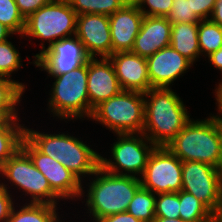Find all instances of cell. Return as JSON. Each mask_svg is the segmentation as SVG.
<instances>
[{"label": "cell", "instance_id": "obj_1", "mask_svg": "<svg viewBox=\"0 0 222 222\" xmlns=\"http://www.w3.org/2000/svg\"><path fill=\"white\" fill-rule=\"evenodd\" d=\"M144 98L142 133L155 146H167L191 120L186 106L171 87L151 88Z\"/></svg>", "mask_w": 222, "mask_h": 222}, {"label": "cell", "instance_id": "obj_2", "mask_svg": "<svg viewBox=\"0 0 222 222\" xmlns=\"http://www.w3.org/2000/svg\"><path fill=\"white\" fill-rule=\"evenodd\" d=\"M25 137L43 154L60 162L81 182L100 167V154L68 133L47 134L25 127ZM82 176V177H81Z\"/></svg>", "mask_w": 222, "mask_h": 222}, {"label": "cell", "instance_id": "obj_3", "mask_svg": "<svg viewBox=\"0 0 222 222\" xmlns=\"http://www.w3.org/2000/svg\"><path fill=\"white\" fill-rule=\"evenodd\" d=\"M167 148L182 162L197 161L218 168L221 153V119L210 115L193 120L175 136Z\"/></svg>", "mask_w": 222, "mask_h": 222}, {"label": "cell", "instance_id": "obj_4", "mask_svg": "<svg viewBox=\"0 0 222 222\" xmlns=\"http://www.w3.org/2000/svg\"><path fill=\"white\" fill-rule=\"evenodd\" d=\"M96 176L88 185L86 204L89 216L98 222L100 219L127 211L136 191L141 187L140 178L116 175L99 167Z\"/></svg>", "mask_w": 222, "mask_h": 222}, {"label": "cell", "instance_id": "obj_5", "mask_svg": "<svg viewBox=\"0 0 222 222\" xmlns=\"http://www.w3.org/2000/svg\"><path fill=\"white\" fill-rule=\"evenodd\" d=\"M53 82L49 98V111L62 119H89L93 109L89 104L87 91L88 61L68 73L52 76Z\"/></svg>", "mask_w": 222, "mask_h": 222}, {"label": "cell", "instance_id": "obj_6", "mask_svg": "<svg viewBox=\"0 0 222 222\" xmlns=\"http://www.w3.org/2000/svg\"><path fill=\"white\" fill-rule=\"evenodd\" d=\"M144 93L122 90L101 102L90 117L117 134L142 133L144 127Z\"/></svg>", "mask_w": 222, "mask_h": 222}, {"label": "cell", "instance_id": "obj_7", "mask_svg": "<svg viewBox=\"0 0 222 222\" xmlns=\"http://www.w3.org/2000/svg\"><path fill=\"white\" fill-rule=\"evenodd\" d=\"M77 16L68 0H52L25 19L22 37L48 41L50 47L56 41L76 34Z\"/></svg>", "mask_w": 222, "mask_h": 222}, {"label": "cell", "instance_id": "obj_8", "mask_svg": "<svg viewBox=\"0 0 222 222\" xmlns=\"http://www.w3.org/2000/svg\"><path fill=\"white\" fill-rule=\"evenodd\" d=\"M155 147L143 133L117 134L111 147L113 160L100 156V167L112 174L140 178Z\"/></svg>", "mask_w": 222, "mask_h": 222}, {"label": "cell", "instance_id": "obj_9", "mask_svg": "<svg viewBox=\"0 0 222 222\" xmlns=\"http://www.w3.org/2000/svg\"><path fill=\"white\" fill-rule=\"evenodd\" d=\"M0 174L25 192V195H30V203L58 204L60 197L51 189L47 178L34 166L29 155L21 147L3 164Z\"/></svg>", "mask_w": 222, "mask_h": 222}, {"label": "cell", "instance_id": "obj_10", "mask_svg": "<svg viewBox=\"0 0 222 222\" xmlns=\"http://www.w3.org/2000/svg\"><path fill=\"white\" fill-rule=\"evenodd\" d=\"M141 187L154 194L182 190V161L167 146H156L140 177Z\"/></svg>", "mask_w": 222, "mask_h": 222}, {"label": "cell", "instance_id": "obj_11", "mask_svg": "<svg viewBox=\"0 0 222 222\" xmlns=\"http://www.w3.org/2000/svg\"><path fill=\"white\" fill-rule=\"evenodd\" d=\"M40 47L42 51L34 55L33 64L51 76L73 71L90 59L83 44L75 35L56 41L47 48L44 42H41Z\"/></svg>", "mask_w": 222, "mask_h": 222}, {"label": "cell", "instance_id": "obj_12", "mask_svg": "<svg viewBox=\"0 0 222 222\" xmlns=\"http://www.w3.org/2000/svg\"><path fill=\"white\" fill-rule=\"evenodd\" d=\"M21 148L29 155L34 166L47 178L51 189L61 199L81 198L82 182L57 160L41 153L25 136Z\"/></svg>", "mask_w": 222, "mask_h": 222}, {"label": "cell", "instance_id": "obj_13", "mask_svg": "<svg viewBox=\"0 0 222 222\" xmlns=\"http://www.w3.org/2000/svg\"><path fill=\"white\" fill-rule=\"evenodd\" d=\"M222 189V173L209 164L182 162V190L193 194L212 213L215 211Z\"/></svg>", "mask_w": 222, "mask_h": 222}, {"label": "cell", "instance_id": "obj_14", "mask_svg": "<svg viewBox=\"0 0 222 222\" xmlns=\"http://www.w3.org/2000/svg\"><path fill=\"white\" fill-rule=\"evenodd\" d=\"M75 36L83 44L90 58H98L97 56L109 58L112 55L109 16L102 14L78 15Z\"/></svg>", "mask_w": 222, "mask_h": 222}, {"label": "cell", "instance_id": "obj_15", "mask_svg": "<svg viewBox=\"0 0 222 222\" xmlns=\"http://www.w3.org/2000/svg\"><path fill=\"white\" fill-rule=\"evenodd\" d=\"M147 59L149 81L152 88H170L193 63L172 46L158 50Z\"/></svg>", "mask_w": 222, "mask_h": 222}, {"label": "cell", "instance_id": "obj_16", "mask_svg": "<svg viewBox=\"0 0 222 222\" xmlns=\"http://www.w3.org/2000/svg\"><path fill=\"white\" fill-rule=\"evenodd\" d=\"M143 18V13L135 3H126L109 16L112 54L132 50Z\"/></svg>", "mask_w": 222, "mask_h": 222}, {"label": "cell", "instance_id": "obj_17", "mask_svg": "<svg viewBox=\"0 0 222 222\" xmlns=\"http://www.w3.org/2000/svg\"><path fill=\"white\" fill-rule=\"evenodd\" d=\"M87 91L92 109L101 102L119 94L122 88L109 58L88 60Z\"/></svg>", "mask_w": 222, "mask_h": 222}, {"label": "cell", "instance_id": "obj_18", "mask_svg": "<svg viewBox=\"0 0 222 222\" xmlns=\"http://www.w3.org/2000/svg\"><path fill=\"white\" fill-rule=\"evenodd\" d=\"M122 90L146 93L151 89L147 59L131 51L115 52L109 57Z\"/></svg>", "mask_w": 222, "mask_h": 222}, {"label": "cell", "instance_id": "obj_19", "mask_svg": "<svg viewBox=\"0 0 222 222\" xmlns=\"http://www.w3.org/2000/svg\"><path fill=\"white\" fill-rule=\"evenodd\" d=\"M171 28L167 17L144 16L131 52L147 58L170 46Z\"/></svg>", "mask_w": 222, "mask_h": 222}, {"label": "cell", "instance_id": "obj_20", "mask_svg": "<svg viewBox=\"0 0 222 222\" xmlns=\"http://www.w3.org/2000/svg\"><path fill=\"white\" fill-rule=\"evenodd\" d=\"M170 46L192 63L198 60V22L172 24Z\"/></svg>", "mask_w": 222, "mask_h": 222}, {"label": "cell", "instance_id": "obj_21", "mask_svg": "<svg viewBox=\"0 0 222 222\" xmlns=\"http://www.w3.org/2000/svg\"><path fill=\"white\" fill-rule=\"evenodd\" d=\"M18 121L20 120L0 118V168L21 147L25 127Z\"/></svg>", "mask_w": 222, "mask_h": 222}, {"label": "cell", "instance_id": "obj_22", "mask_svg": "<svg viewBox=\"0 0 222 222\" xmlns=\"http://www.w3.org/2000/svg\"><path fill=\"white\" fill-rule=\"evenodd\" d=\"M25 88L24 83L7 77H0V118L20 119L17 115L18 109L15 106L20 103Z\"/></svg>", "mask_w": 222, "mask_h": 222}, {"label": "cell", "instance_id": "obj_23", "mask_svg": "<svg viewBox=\"0 0 222 222\" xmlns=\"http://www.w3.org/2000/svg\"><path fill=\"white\" fill-rule=\"evenodd\" d=\"M25 204L17 211L13 207L7 222H62L56 213L57 205Z\"/></svg>", "mask_w": 222, "mask_h": 222}, {"label": "cell", "instance_id": "obj_24", "mask_svg": "<svg viewBox=\"0 0 222 222\" xmlns=\"http://www.w3.org/2000/svg\"><path fill=\"white\" fill-rule=\"evenodd\" d=\"M180 218L193 222H212V212L193 194L179 191Z\"/></svg>", "mask_w": 222, "mask_h": 222}, {"label": "cell", "instance_id": "obj_25", "mask_svg": "<svg viewBox=\"0 0 222 222\" xmlns=\"http://www.w3.org/2000/svg\"><path fill=\"white\" fill-rule=\"evenodd\" d=\"M156 194L140 187L129 203L127 212L143 222H153L155 219Z\"/></svg>", "mask_w": 222, "mask_h": 222}, {"label": "cell", "instance_id": "obj_26", "mask_svg": "<svg viewBox=\"0 0 222 222\" xmlns=\"http://www.w3.org/2000/svg\"><path fill=\"white\" fill-rule=\"evenodd\" d=\"M198 41L200 55L209 56L222 47V27L209 19L201 20L198 22Z\"/></svg>", "mask_w": 222, "mask_h": 222}, {"label": "cell", "instance_id": "obj_27", "mask_svg": "<svg viewBox=\"0 0 222 222\" xmlns=\"http://www.w3.org/2000/svg\"><path fill=\"white\" fill-rule=\"evenodd\" d=\"M72 9L80 14H102L110 16L120 10L124 0H68Z\"/></svg>", "mask_w": 222, "mask_h": 222}, {"label": "cell", "instance_id": "obj_28", "mask_svg": "<svg viewBox=\"0 0 222 222\" xmlns=\"http://www.w3.org/2000/svg\"><path fill=\"white\" fill-rule=\"evenodd\" d=\"M0 22L15 35L22 36L25 29V19L20 14L15 0H0Z\"/></svg>", "mask_w": 222, "mask_h": 222}, {"label": "cell", "instance_id": "obj_29", "mask_svg": "<svg viewBox=\"0 0 222 222\" xmlns=\"http://www.w3.org/2000/svg\"><path fill=\"white\" fill-rule=\"evenodd\" d=\"M20 53L9 40L0 43V77L11 79V74L22 67Z\"/></svg>", "mask_w": 222, "mask_h": 222}, {"label": "cell", "instance_id": "obj_30", "mask_svg": "<svg viewBox=\"0 0 222 222\" xmlns=\"http://www.w3.org/2000/svg\"><path fill=\"white\" fill-rule=\"evenodd\" d=\"M179 208V192L156 194L155 217L178 219L180 218Z\"/></svg>", "mask_w": 222, "mask_h": 222}, {"label": "cell", "instance_id": "obj_31", "mask_svg": "<svg viewBox=\"0 0 222 222\" xmlns=\"http://www.w3.org/2000/svg\"><path fill=\"white\" fill-rule=\"evenodd\" d=\"M167 19L171 24L201 21L193 11L192 0H174Z\"/></svg>", "mask_w": 222, "mask_h": 222}, {"label": "cell", "instance_id": "obj_32", "mask_svg": "<svg viewBox=\"0 0 222 222\" xmlns=\"http://www.w3.org/2000/svg\"><path fill=\"white\" fill-rule=\"evenodd\" d=\"M174 0H136L135 4L144 16L167 17L170 13ZM148 8L146 10V6Z\"/></svg>", "mask_w": 222, "mask_h": 222}, {"label": "cell", "instance_id": "obj_33", "mask_svg": "<svg viewBox=\"0 0 222 222\" xmlns=\"http://www.w3.org/2000/svg\"><path fill=\"white\" fill-rule=\"evenodd\" d=\"M7 188L6 184L0 183V222H7L14 207L12 195Z\"/></svg>", "mask_w": 222, "mask_h": 222}, {"label": "cell", "instance_id": "obj_34", "mask_svg": "<svg viewBox=\"0 0 222 222\" xmlns=\"http://www.w3.org/2000/svg\"><path fill=\"white\" fill-rule=\"evenodd\" d=\"M52 0H15L18 10L24 19L36 12L42 6L49 4Z\"/></svg>", "mask_w": 222, "mask_h": 222}, {"label": "cell", "instance_id": "obj_35", "mask_svg": "<svg viewBox=\"0 0 222 222\" xmlns=\"http://www.w3.org/2000/svg\"><path fill=\"white\" fill-rule=\"evenodd\" d=\"M215 2L216 0H192L193 11L201 20H208Z\"/></svg>", "mask_w": 222, "mask_h": 222}, {"label": "cell", "instance_id": "obj_36", "mask_svg": "<svg viewBox=\"0 0 222 222\" xmlns=\"http://www.w3.org/2000/svg\"><path fill=\"white\" fill-rule=\"evenodd\" d=\"M98 222H143V221L136 219L129 212L125 211V212L106 216L100 219Z\"/></svg>", "mask_w": 222, "mask_h": 222}, {"label": "cell", "instance_id": "obj_37", "mask_svg": "<svg viewBox=\"0 0 222 222\" xmlns=\"http://www.w3.org/2000/svg\"><path fill=\"white\" fill-rule=\"evenodd\" d=\"M209 20L222 27V0H216Z\"/></svg>", "mask_w": 222, "mask_h": 222}, {"label": "cell", "instance_id": "obj_38", "mask_svg": "<svg viewBox=\"0 0 222 222\" xmlns=\"http://www.w3.org/2000/svg\"><path fill=\"white\" fill-rule=\"evenodd\" d=\"M210 64L222 73V47L208 56ZM222 82V81H221Z\"/></svg>", "mask_w": 222, "mask_h": 222}, {"label": "cell", "instance_id": "obj_39", "mask_svg": "<svg viewBox=\"0 0 222 222\" xmlns=\"http://www.w3.org/2000/svg\"><path fill=\"white\" fill-rule=\"evenodd\" d=\"M218 87L215 89V99H216V106L218 107L217 114L219 118L222 120V82L218 83Z\"/></svg>", "mask_w": 222, "mask_h": 222}, {"label": "cell", "instance_id": "obj_40", "mask_svg": "<svg viewBox=\"0 0 222 222\" xmlns=\"http://www.w3.org/2000/svg\"><path fill=\"white\" fill-rule=\"evenodd\" d=\"M212 222H222V189L215 211L212 213Z\"/></svg>", "mask_w": 222, "mask_h": 222}, {"label": "cell", "instance_id": "obj_41", "mask_svg": "<svg viewBox=\"0 0 222 222\" xmlns=\"http://www.w3.org/2000/svg\"><path fill=\"white\" fill-rule=\"evenodd\" d=\"M10 35H14V33L0 22V43L7 41L11 37Z\"/></svg>", "mask_w": 222, "mask_h": 222}, {"label": "cell", "instance_id": "obj_42", "mask_svg": "<svg viewBox=\"0 0 222 222\" xmlns=\"http://www.w3.org/2000/svg\"><path fill=\"white\" fill-rule=\"evenodd\" d=\"M153 222H193V221H185L181 218L178 219H168V218H162V217H155Z\"/></svg>", "mask_w": 222, "mask_h": 222}, {"label": "cell", "instance_id": "obj_43", "mask_svg": "<svg viewBox=\"0 0 222 222\" xmlns=\"http://www.w3.org/2000/svg\"><path fill=\"white\" fill-rule=\"evenodd\" d=\"M218 169L222 173V120H221V153H220Z\"/></svg>", "mask_w": 222, "mask_h": 222}, {"label": "cell", "instance_id": "obj_44", "mask_svg": "<svg viewBox=\"0 0 222 222\" xmlns=\"http://www.w3.org/2000/svg\"><path fill=\"white\" fill-rule=\"evenodd\" d=\"M126 3H135L136 0H124Z\"/></svg>", "mask_w": 222, "mask_h": 222}]
</instances>
